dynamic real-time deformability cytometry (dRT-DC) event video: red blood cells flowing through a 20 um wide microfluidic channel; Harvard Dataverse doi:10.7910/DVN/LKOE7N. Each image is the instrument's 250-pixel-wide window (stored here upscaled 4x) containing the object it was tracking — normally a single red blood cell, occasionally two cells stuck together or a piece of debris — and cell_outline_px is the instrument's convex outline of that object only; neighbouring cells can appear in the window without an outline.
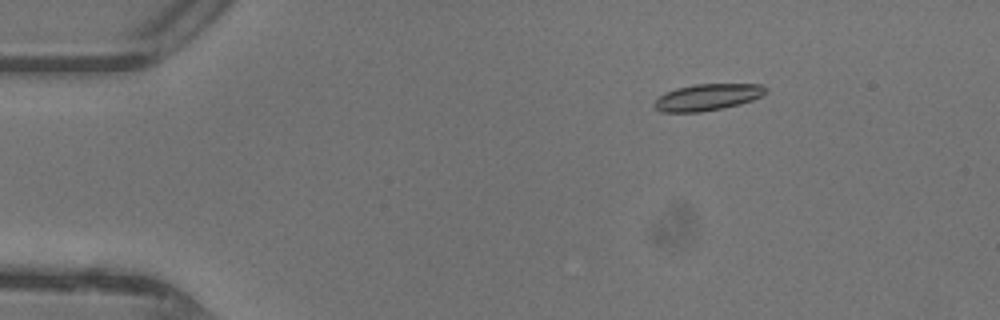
{"species": "common noctule bat (a hibernating species)", "species_latin": "Nyctalus noctula", "temperature_condition": "warm", "stored_images_in_passage": 39, "camera_frame_rate_fps": 3000, "um_per_image_px": 0.085, "animal": {"sex": "female"}, "frame": {"image": 1, "passage_image": 8, "time_ms": 2.333, "image_size_px": [1000, 320], "cell_outline_px": [[768, 92], [752, 100], [740, 104], [724, 108], [700, 112], [660, 112], [652, 104], [664, 92], [676, 88], [696, 84], [760, 84], [768, 88]], "centroid_in_image_um": [60.14, 8.26], "position_along_channel_um": 24.9, "area_um2": 17.34}}
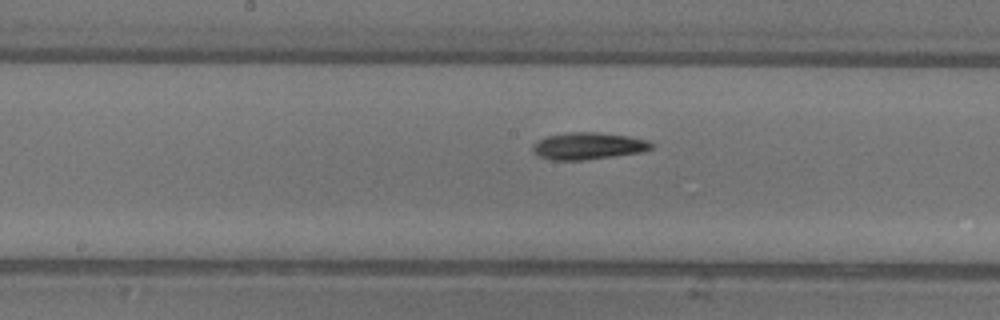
{"frame": {"image": 2, "passage_image": 25, "time_ms": 8.0, "image_size_px": [1000, 320], "cell_outline_px": [[652, 148], [640, 152], [584, 160], [552, 160], [540, 156], [532, 152], [532, 144], [548, 136], [568, 132], [596, 132], [628, 136], [648, 140], [652, 144]], "centroid_in_image_um": [49.97, 12.4], "position_along_channel_um": 198.2, "area_um2": 18.44}}
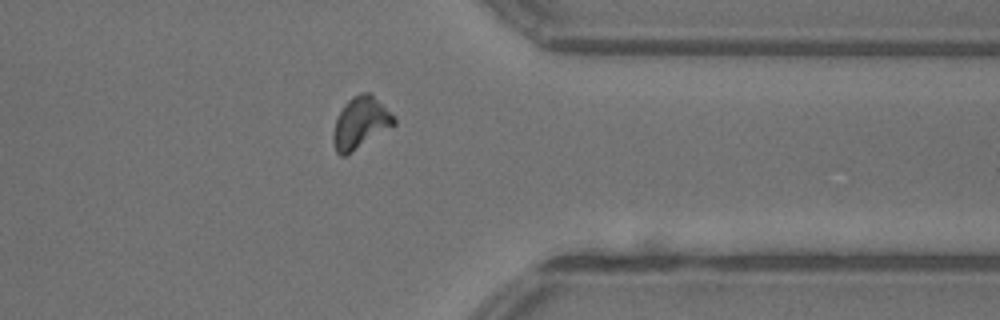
{"frame": {"image": 3, "passage_image": 38, "time_ms": 12.333, "image_size_px": [1000, 320], "cell_outline_px": [[396, 124], [344, 156], [340, 156], [336, 152], [332, 140], [332, 132], [336, 120], [344, 104], [352, 96], [360, 92], [368, 92], [396, 120]], "centroid_in_image_um": [30.58, 10.45], "position_along_channel_um": 380.8, "area_um2": 17.69}}